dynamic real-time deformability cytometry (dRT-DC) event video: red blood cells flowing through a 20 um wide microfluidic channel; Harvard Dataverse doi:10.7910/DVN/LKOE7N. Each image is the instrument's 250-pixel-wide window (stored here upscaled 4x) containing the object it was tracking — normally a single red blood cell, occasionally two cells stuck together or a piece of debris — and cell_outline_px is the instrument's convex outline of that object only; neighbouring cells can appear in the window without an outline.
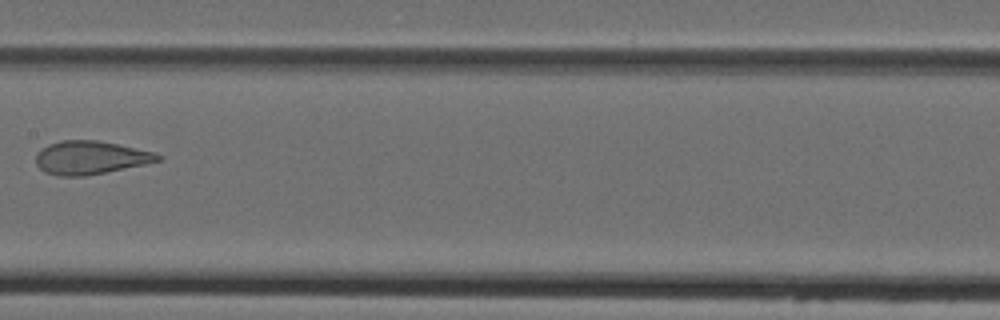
{"species": "Egyptian fruit bat (a non-hibernating species)", "species_latin": "Rousettus aegyptiacus", "temperature_condition": "cold", "stored_images_in_passage": 9, "camera_frame_rate_fps": 3000, "um_per_image_px": 0.085, "animal": {"sex": "female"}, "frame": {"image": 1, "passage_image": 8, "time_ms": 8.333, "image_size_px": [1000, 320], "cell_outline_px": [[164, 160], [84, 176], [60, 176], [44, 172], [36, 164], [36, 152], [40, 148], [48, 144], [60, 140], [96, 140], [116, 144], [152, 152], [164, 156]], "centroid_in_image_um": [7.64, 13.39], "position_along_channel_um": 199.8, "area_um2": 23.58}}
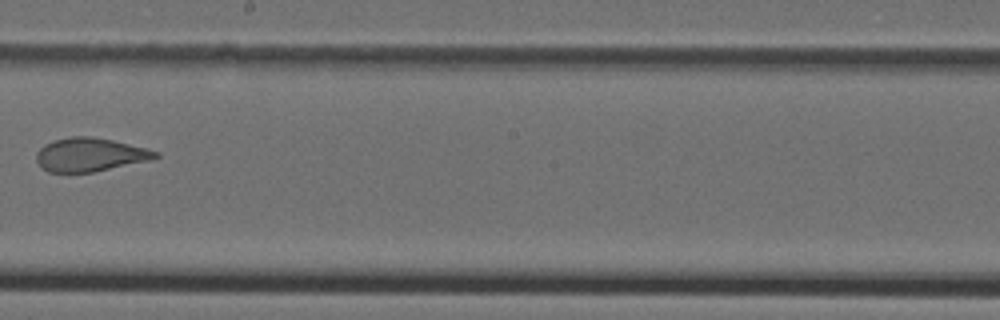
{"frame": {"image": 2, "passage_image": 9, "time_ms": 9.333, "image_size_px": [1000, 320], "cell_outline_px": [[160, 156], [156, 160], [92, 172], [48, 172], [40, 168], [36, 160], [36, 152], [44, 144], [68, 136], [92, 136], [112, 140], [148, 148], [160, 152]], "centroid_in_image_um": [7.7, 13.15], "position_along_channel_um": 240.5, "area_um2": 23.76}}